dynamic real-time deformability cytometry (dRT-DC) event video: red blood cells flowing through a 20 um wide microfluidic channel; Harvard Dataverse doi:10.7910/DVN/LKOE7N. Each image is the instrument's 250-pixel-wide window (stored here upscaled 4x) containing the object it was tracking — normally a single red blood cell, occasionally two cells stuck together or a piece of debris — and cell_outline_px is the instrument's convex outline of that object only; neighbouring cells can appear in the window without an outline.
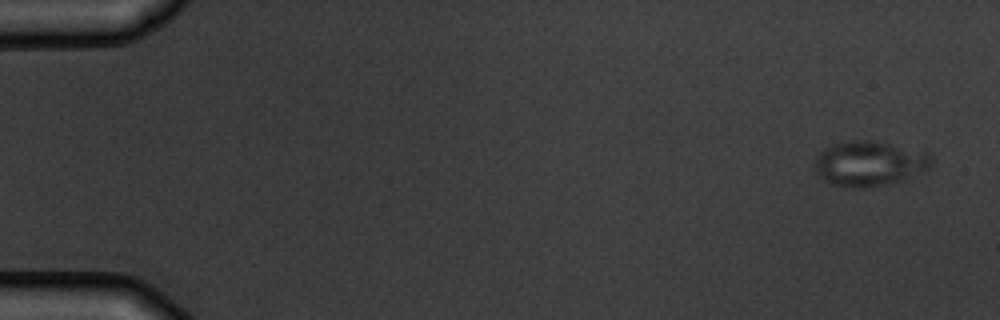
{"species": "common noctule bat (a hibernating species)", "species_latin": "Nyctalus noctula", "temperature_condition": "warm", "stored_images_in_passage": 5, "camera_frame_rate_fps": 3000, "um_per_image_px": 0.085, "animal": {"sex": "male", "body_mass_g": 19.5, "forearm_length_mm": 54.6}, "frame": {"image": 1, "passage_image": 1, "time_ms": 0.0, "image_size_px": [1000, 320], "cell_outline_px": [[932, 168], [924, 172], [892, 184], [868, 188], [844, 188], [828, 184], [816, 172], [816, 156], [824, 148], [832, 144], [852, 140], [872, 140], [932, 152]], "centroid_in_image_um": [73.95, 13.92], "position_along_channel_um": 11.0, "area_um2": 31.5}}